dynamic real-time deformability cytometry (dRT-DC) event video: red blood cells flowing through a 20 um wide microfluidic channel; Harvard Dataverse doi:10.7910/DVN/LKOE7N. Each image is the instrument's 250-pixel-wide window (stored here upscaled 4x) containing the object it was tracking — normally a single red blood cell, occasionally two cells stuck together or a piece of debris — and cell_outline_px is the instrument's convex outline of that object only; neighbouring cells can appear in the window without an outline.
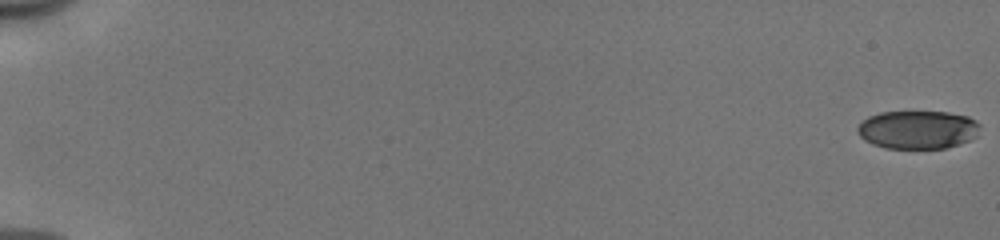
{"species": "human", "species_latin": "Homo sapiens", "temperature_condition": "cold", "stored_images_in_passage": 54, "camera_frame_rate_fps": 3000, "um_per_image_px": 0.085, "donor": {"sex": "male"}, "frame": {"image": 1, "passage_image": 1, "time_ms": 0.0, "image_size_px": [1000, 240], "cell_outline_px": [[980, 124], [976, 136], [960, 144], [944, 148], [884, 148], [872, 144], [864, 140], [856, 132], [856, 128], [868, 116], [880, 112], [948, 112], [968, 116], [976, 120]], "centroid_in_image_um": [77.99, 11.02], "position_along_channel_um": 7.0, "area_um2": 27.4}}
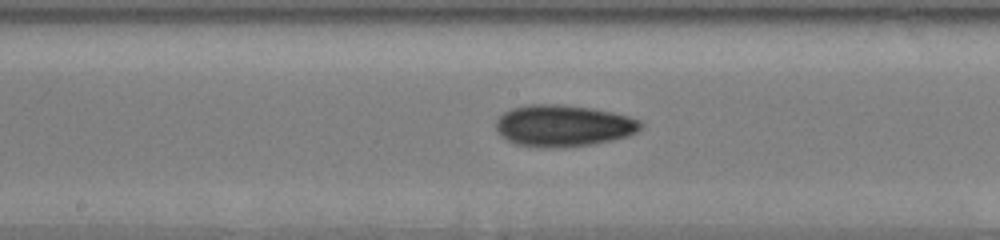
{"frame": {"image": 2, "passage_image": 31, "time_ms": 10.0, "image_size_px": [1000, 240], "cell_outline_px": [[644, 128], [628, 136], [612, 140], [592, 144], [564, 148], [540, 148], [516, 144], [504, 140], [496, 132], [496, 120], [504, 112], [512, 108], [528, 104], [560, 104], [592, 108], [612, 112], [628, 116], [640, 120], [644, 124]], "centroid_in_image_um": [47.87, 10.7], "position_along_channel_um": 200.3, "area_um2": 35.72}}
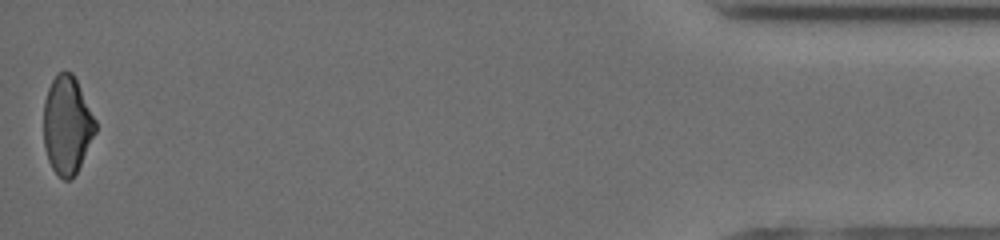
{"frame": {"image": 3, "passage_image": 54, "time_ms": 17.667, "image_size_px": [1000, 240], "cell_outline_px": [[96, 132], [76, 172], [68, 180], [64, 180], [52, 168], [48, 160], [44, 148], [44, 100], [48, 88], [56, 72], [72, 72], [96, 120]], "centroid_in_image_um": [5.69, 10.61], "position_along_channel_um": 429.5, "area_um2": 29.3}, "authors_computed_cell_mechanics": {"area_um2": 31.2698, "velocity_mm_per_s": 3.9983, "shape_relaxation_time_tau1_ms": 6.576, "shape_relaxation_time_tau2_ms": 5.107, "deformation_change_tau1": 0.1513, "deformation_change_tau2": 0.1059}}